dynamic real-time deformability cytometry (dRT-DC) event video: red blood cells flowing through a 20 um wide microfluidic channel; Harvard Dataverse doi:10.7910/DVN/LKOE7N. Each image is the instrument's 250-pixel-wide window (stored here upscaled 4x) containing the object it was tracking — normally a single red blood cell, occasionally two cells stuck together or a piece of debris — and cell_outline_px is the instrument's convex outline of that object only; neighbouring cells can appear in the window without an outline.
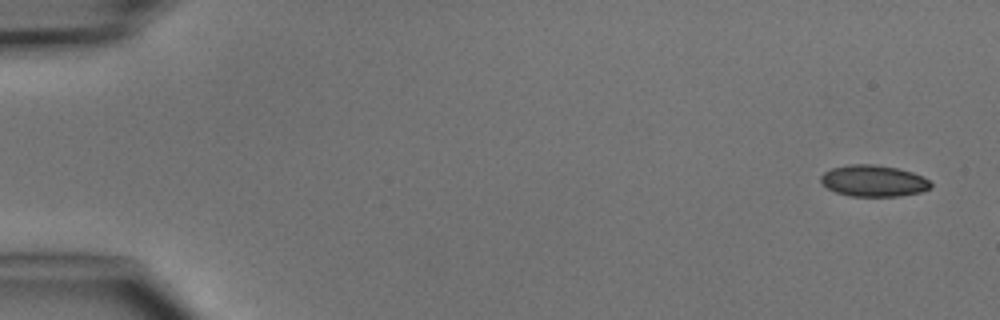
{"species": "common noctule bat (a hibernating species)", "species_latin": "Nyctalus noctula", "temperature_condition": "cold", "stored_images_in_passage": 2, "camera_frame_rate_fps": 3000, "um_per_image_px": 0.085, "animal": {"sex": "male", "body_mass_g": 15.6}, "frame": {"image": 1, "passage_image": 1, "time_ms": 0.0, "image_size_px": [1000, 320], "cell_outline_px": [[932, 188], [920, 192], [900, 196], [848, 196], [836, 192], [828, 188], [820, 180], [820, 176], [824, 172], [832, 168], [852, 164], [872, 164], [896, 168], [912, 172], [928, 180], [932, 184]], "centroid_in_image_um": [74.25, 15.38], "position_along_channel_um": 10.8, "area_um2": 20.0}}